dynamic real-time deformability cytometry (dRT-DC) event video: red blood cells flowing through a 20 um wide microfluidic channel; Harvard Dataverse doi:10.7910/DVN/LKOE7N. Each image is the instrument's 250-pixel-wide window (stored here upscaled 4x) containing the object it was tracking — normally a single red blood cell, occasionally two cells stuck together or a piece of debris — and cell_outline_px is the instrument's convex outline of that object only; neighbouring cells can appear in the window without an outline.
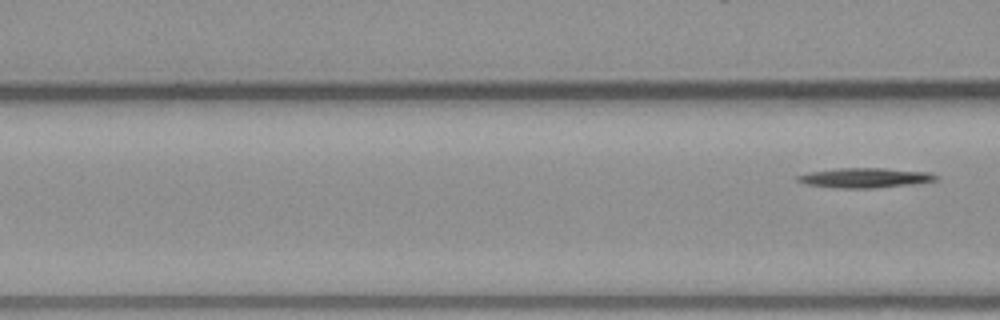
{"species": "common noctule bat (a hibernating species)", "species_latin": "Nyctalus noctula", "temperature_condition": "warm", "stored_images_in_passage": 6, "camera_frame_rate_fps": 3000, "um_per_image_px": 0.085, "animal": {"sex": "male", "body_mass_g": 23.1, "forearm_length_mm": 52.7}, "frame": {"image": 1, "passage_image": 6, "time_ms": 6.0, "image_size_px": [1000, 320], "cell_outline_px": [[936, 180], [908, 184], [872, 188], [840, 188], [808, 184], [796, 180], [796, 176], [808, 172], [840, 168], [884, 168], [928, 172], [936, 176]], "centroid_in_image_um": [73.46, 15.1], "position_along_channel_um": 93.1, "area_um2": 15.55}}